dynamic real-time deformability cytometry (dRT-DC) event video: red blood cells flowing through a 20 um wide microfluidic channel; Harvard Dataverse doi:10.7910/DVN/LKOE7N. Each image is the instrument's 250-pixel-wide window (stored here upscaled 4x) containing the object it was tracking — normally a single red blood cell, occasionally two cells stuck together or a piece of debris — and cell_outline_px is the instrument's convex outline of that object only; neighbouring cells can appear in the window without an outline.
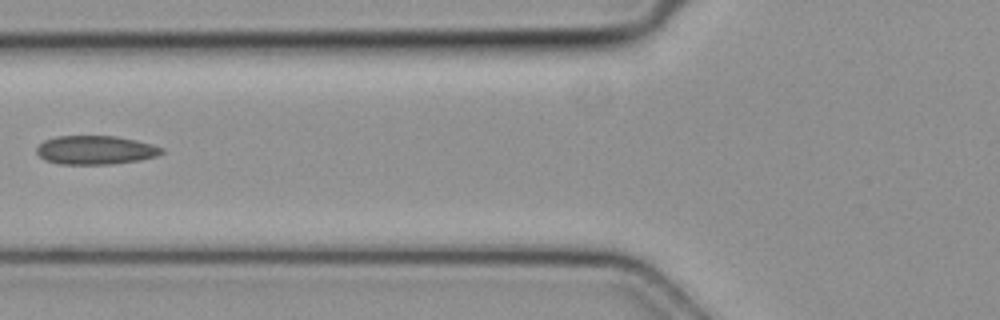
{"species": "common noctule bat (a hibernating species)", "species_latin": "Nyctalus noctula", "temperature_condition": "cold", "stored_images_in_passage": 7, "camera_frame_rate_fps": 3000, "um_per_image_px": 0.085, "animal": {"sex": "female", "body_mass_g": 19.3, "forearm_length_mm": 54.1}, "frame": {"image": 1, "passage_image": 7, "time_ms": 2.0, "image_size_px": [1000, 320], "cell_outline_px": [[164, 152], [156, 156], [140, 160], [112, 164], [60, 164], [44, 160], [36, 152], [36, 148], [44, 140], [56, 136], [116, 136], [152, 144], [164, 148]], "centroid_in_image_um": [8.11, 12.75], "position_along_channel_um": 117.7, "area_um2": 20.98}}